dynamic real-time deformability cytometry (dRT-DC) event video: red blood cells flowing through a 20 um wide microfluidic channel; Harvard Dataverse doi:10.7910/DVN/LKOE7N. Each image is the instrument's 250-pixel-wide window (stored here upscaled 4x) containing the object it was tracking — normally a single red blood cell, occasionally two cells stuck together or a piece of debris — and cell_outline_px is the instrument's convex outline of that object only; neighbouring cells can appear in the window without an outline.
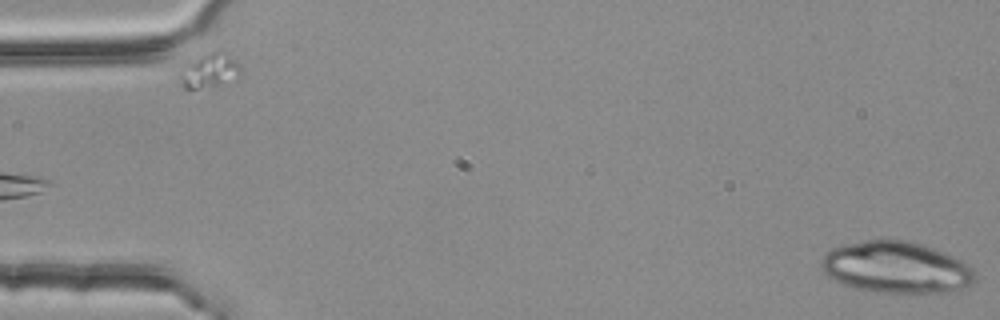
{"species": "common noctule bat (a hibernating species)", "species_latin": "Nyctalus noctula", "temperature_condition": "room temperature", "stored_images_in_passage": 3, "segment_of_instrument_passage": [2, 2], "camera_frame_rate_fps": 3000, "um_per_image_px": 0.085, "animal": {"sex": "female", "body_mass_g": 25.1}, "frame": {"image": 1, "passage_image": 3, "time_ms": 0.667, "image_size_px": [1000, 320], "cell_outline_px": [[976, 276], [972, 284], [960, 288], [940, 292], [884, 292], [856, 288], [844, 284], [828, 276], [824, 272], [820, 264], [820, 260], [832, 248], [844, 244], [864, 240], [908, 240], [924, 244], [944, 252], [968, 264], [972, 268]], "centroid_in_image_um": [76.17, 22.7], "position_along_channel_um": 8.8, "area_um2": 45.72}}